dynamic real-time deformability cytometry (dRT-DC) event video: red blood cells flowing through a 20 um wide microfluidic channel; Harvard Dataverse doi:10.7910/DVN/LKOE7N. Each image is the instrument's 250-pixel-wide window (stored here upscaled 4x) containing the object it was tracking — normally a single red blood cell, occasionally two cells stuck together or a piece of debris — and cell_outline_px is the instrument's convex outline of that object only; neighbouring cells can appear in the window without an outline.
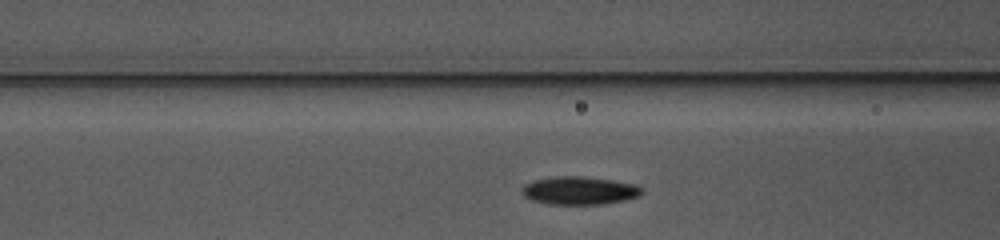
{"species": "common noctule bat (a hibernating species)", "species_latin": "Nyctalus noctula", "temperature_condition": "warm", "stored_images_in_passage": 24, "camera_frame_rate_fps": 3000, "um_per_image_px": 0.085, "animal": {"sex": "female", "body_mass_g": 10.0, "forearm_length_mm": 53.1}, "frame": {"image": 1, "passage_image": 5, "time_ms": 1.333, "image_size_px": [1000, 240], "cell_outline_px": [[644, 192], [640, 196], [624, 200], [604, 204], [548, 204], [532, 200], [524, 196], [520, 192], [524, 184], [532, 180], [556, 176], [584, 176], [612, 180], [636, 184], [644, 188]], "centroid_in_image_um": [49.26, 16.19], "position_along_channel_um": 117.3, "area_um2": 19.88}}
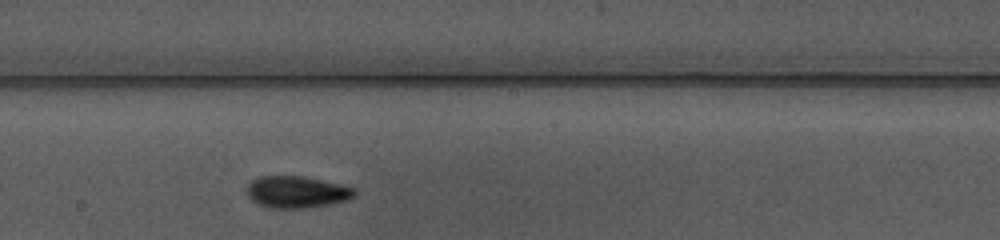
{"frame": {"image": 2, "passage_image": 13, "time_ms": 4.0, "image_size_px": [1000, 240], "cell_outline_px": [[356, 196], [348, 200], [332, 204], [304, 208], [268, 208], [256, 204], [248, 196], [248, 184], [256, 176], [304, 176], [356, 188]], "centroid_in_image_um": [25.23, 16.32], "position_along_channel_um": 223.0, "area_um2": 20.17}}
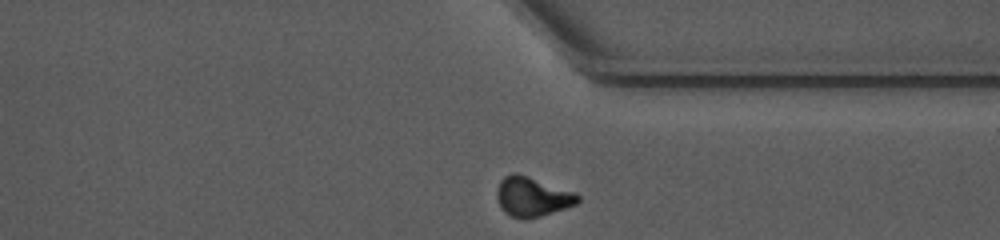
{"frame": {"image": 3, "passage_image": 24, "time_ms": 7.667, "image_size_px": [1000, 240], "cell_outline_px": [[580, 200], [576, 204], [540, 216], [524, 220], [512, 216], [504, 212], [500, 208], [496, 196], [496, 192], [500, 180], [504, 176], [512, 172], [516, 172], [576, 192], [580, 196]], "centroid_in_image_um": [45.22, 16.71], "position_along_channel_um": 366.2, "area_um2": 18.79}, "authors_computed_cell_mechanics": {"area_um2": 19.363, "velocity_mm_per_s": 3.9541, "shape_relaxation_time_tau1_ms": 2.9272, "shape_relaxation_time_tau2_ms": 8.742, "deformation_change_tau1": 0.1337, "deformation_change_tau2": 0.1701}}